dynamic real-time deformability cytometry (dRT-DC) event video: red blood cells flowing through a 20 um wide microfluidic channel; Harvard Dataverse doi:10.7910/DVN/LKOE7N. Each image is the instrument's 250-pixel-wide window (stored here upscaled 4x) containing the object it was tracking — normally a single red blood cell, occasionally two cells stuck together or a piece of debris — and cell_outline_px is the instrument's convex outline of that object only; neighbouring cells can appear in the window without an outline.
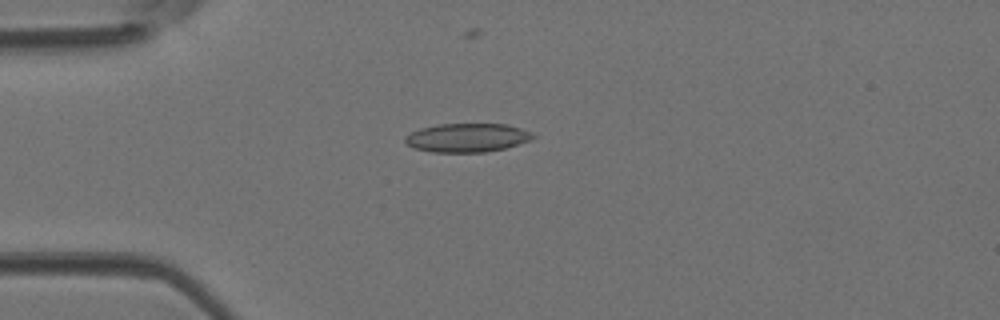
{"species": "Egyptian fruit bat (a non-hibernating species)", "species_latin": "Rousettus aegyptiacus", "temperature_condition": "room temperature", "stored_images_in_passage": 11, "camera_frame_rate_fps": 3000, "um_per_image_px": 0.085, "animal": {"sex": "female"}, "frame": {"image": 1, "passage_image": 1, "time_ms": 0.0, "image_size_px": [1000, 320], "cell_outline_px": [[536, 136], [528, 140], [504, 148], [484, 152], [432, 152], [412, 148], [404, 140], [404, 136], [420, 128], [440, 124], [508, 124], [520, 128]], "centroid_in_image_um": [39.64, 11.7], "position_along_channel_um": 45.4, "area_um2": 21.15}}
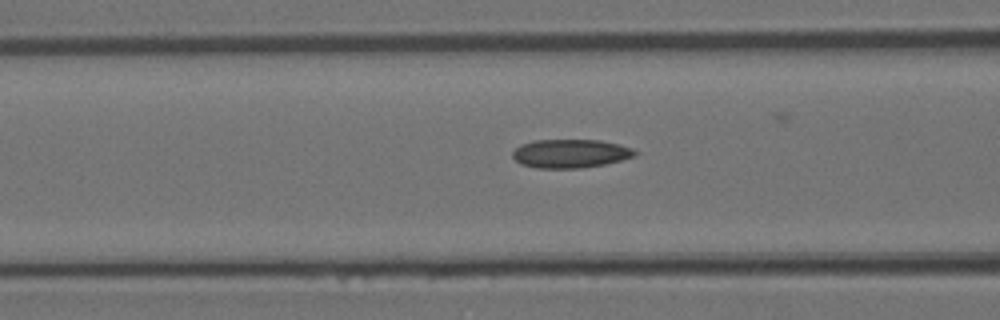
{"frame": {"image": 2, "passage_image": 7, "time_ms": 2.0, "image_size_px": [1000, 320], "cell_outline_px": [[640, 152], [636, 156], [604, 164], [580, 168], [536, 168], [520, 164], [512, 156], [512, 152], [520, 144], [532, 140], [600, 140], [620, 144], [632, 148]], "centroid_in_image_um": [48.49, 13.04], "position_along_channel_um": 118.1, "area_um2": 20.58}}
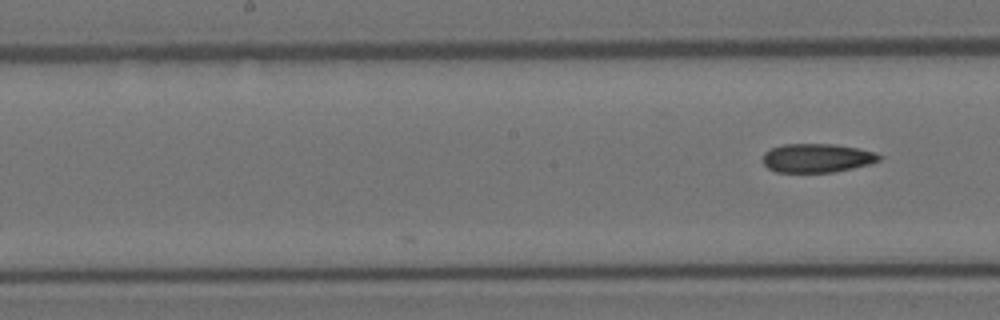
{"frame": {"image": 3, "passage_image": 11, "time_ms": 3.333, "image_size_px": [1000, 320], "cell_outline_px": [[884, 156], [880, 160], [868, 164], [852, 168], [832, 172], [776, 172], [768, 168], [764, 164], [764, 152], [772, 148], [784, 144], [832, 144], [860, 148], [876, 152]], "centroid_in_image_um": [69.48, 13.42], "position_along_channel_um": 178.7, "area_um2": 19.54}}